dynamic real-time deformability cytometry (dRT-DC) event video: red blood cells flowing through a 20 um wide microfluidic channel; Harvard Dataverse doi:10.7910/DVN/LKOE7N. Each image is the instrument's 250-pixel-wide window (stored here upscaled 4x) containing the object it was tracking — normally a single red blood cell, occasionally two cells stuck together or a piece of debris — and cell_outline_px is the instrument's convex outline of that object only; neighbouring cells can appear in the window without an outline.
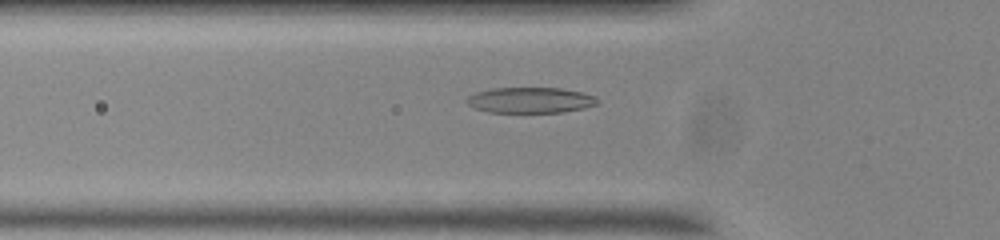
{"species": "common noctule bat (a hibernating species)", "species_latin": "Nyctalus noctula", "temperature_condition": "room temperature", "stored_images_in_passage": 28, "camera_frame_rate_fps": 3000, "um_per_image_px": 0.085, "animal": {"sex": "male", "body_mass_g": 20.0, "forearm_length_mm": 53.3}, "frame": {"image": 1, "passage_image": 2, "time_ms": 0.333, "image_size_px": [1000, 240], "cell_outline_px": [[600, 104], [584, 108], [564, 112], [488, 112], [476, 108], [468, 104], [464, 100], [468, 96], [476, 92], [492, 88], [560, 88], [580, 92], [596, 96], [600, 100]], "centroid_in_image_um": [45.11, 8.51], "position_along_channel_um": 80.7, "area_um2": 19.65}}
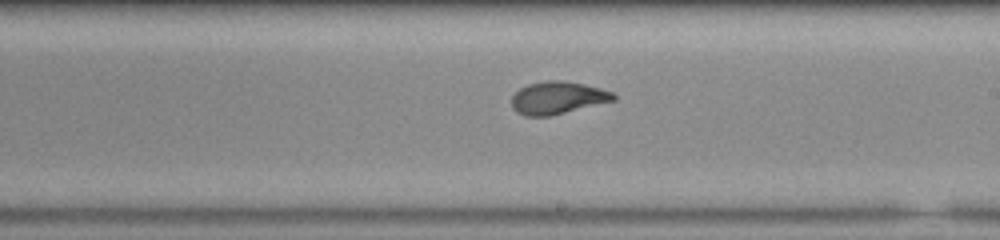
{"frame": {"image": 2, "passage_image": 15, "time_ms": 4.667, "image_size_px": [1000, 240], "cell_outline_px": [[616, 100], [548, 116], [528, 116], [516, 112], [512, 108], [512, 96], [520, 88], [528, 84], [544, 80], [564, 80], [584, 84], [600, 88], [612, 92], [616, 96]], "centroid_in_image_um": [47.39, 8.3], "position_along_channel_um": 241.6, "area_um2": 19.25}}
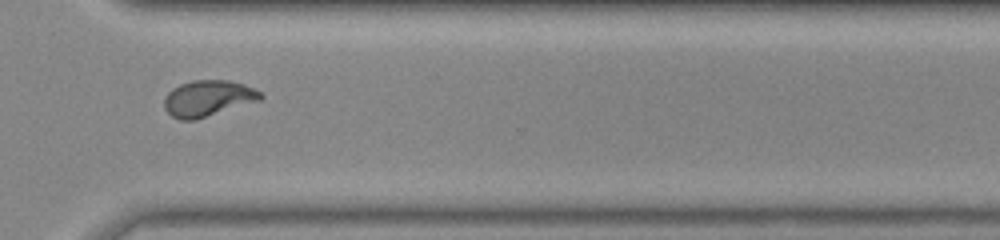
{"frame": {"image": 3, "passage_image": 24, "time_ms": 7.667, "image_size_px": [1000, 240], "cell_outline_px": [[264, 96], [260, 100], [196, 120], [180, 120], [172, 116], [164, 108], [164, 96], [172, 88], [180, 84], [192, 80], [228, 80], [244, 84], [260, 92]], "centroid_in_image_um": [17.65, 8.36], "position_along_channel_um": 353.0, "area_um2": 20.29}, "authors_computed_cell_mechanics": {"area_um2": 19.2474, "velocity_mm_per_s": 3.7003, "shape_relaxation_time_tau1_ms": 3.6908, "shape_relaxation_time_tau2_ms": 1.2044, "deformation_change_tau1": 0.198, "deformation_change_tau2": 0.0744}}